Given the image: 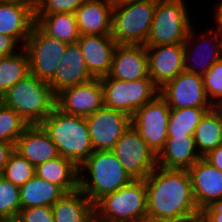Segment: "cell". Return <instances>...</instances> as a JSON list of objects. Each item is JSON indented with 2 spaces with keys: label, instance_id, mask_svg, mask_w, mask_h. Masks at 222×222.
I'll return each mask as SVG.
<instances>
[{
  "label": "cell",
  "instance_id": "obj_1",
  "mask_svg": "<svg viewBox=\"0 0 222 222\" xmlns=\"http://www.w3.org/2000/svg\"><path fill=\"white\" fill-rule=\"evenodd\" d=\"M144 181L147 215L179 222L200 212L188 169L157 166Z\"/></svg>",
  "mask_w": 222,
  "mask_h": 222
},
{
  "label": "cell",
  "instance_id": "obj_2",
  "mask_svg": "<svg viewBox=\"0 0 222 222\" xmlns=\"http://www.w3.org/2000/svg\"><path fill=\"white\" fill-rule=\"evenodd\" d=\"M40 125L56 145L59 156L77 167L94 152L85 117L65 114L55 107Z\"/></svg>",
  "mask_w": 222,
  "mask_h": 222
},
{
  "label": "cell",
  "instance_id": "obj_3",
  "mask_svg": "<svg viewBox=\"0 0 222 222\" xmlns=\"http://www.w3.org/2000/svg\"><path fill=\"white\" fill-rule=\"evenodd\" d=\"M78 172L79 189L93 204L133 181L112 150L94 151Z\"/></svg>",
  "mask_w": 222,
  "mask_h": 222
},
{
  "label": "cell",
  "instance_id": "obj_4",
  "mask_svg": "<svg viewBox=\"0 0 222 222\" xmlns=\"http://www.w3.org/2000/svg\"><path fill=\"white\" fill-rule=\"evenodd\" d=\"M2 103L29 125L40 124L56 107V95L48 82L29 74L5 92Z\"/></svg>",
  "mask_w": 222,
  "mask_h": 222
},
{
  "label": "cell",
  "instance_id": "obj_5",
  "mask_svg": "<svg viewBox=\"0 0 222 222\" xmlns=\"http://www.w3.org/2000/svg\"><path fill=\"white\" fill-rule=\"evenodd\" d=\"M158 0H137L112 10L111 36L120 45H145Z\"/></svg>",
  "mask_w": 222,
  "mask_h": 222
},
{
  "label": "cell",
  "instance_id": "obj_6",
  "mask_svg": "<svg viewBox=\"0 0 222 222\" xmlns=\"http://www.w3.org/2000/svg\"><path fill=\"white\" fill-rule=\"evenodd\" d=\"M94 213L95 222H133L147 215L144 179L104 195L94 204Z\"/></svg>",
  "mask_w": 222,
  "mask_h": 222
},
{
  "label": "cell",
  "instance_id": "obj_7",
  "mask_svg": "<svg viewBox=\"0 0 222 222\" xmlns=\"http://www.w3.org/2000/svg\"><path fill=\"white\" fill-rule=\"evenodd\" d=\"M185 0H158L145 47L183 44L192 25Z\"/></svg>",
  "mask_w": 222,
  "mask_h": 222
},
{
  "label": "cell",
  "instance_id": "obj_8",
  "mask_svg": "<svg viewBox=\"0 0 222 222\" xmlns=\"http://www.w3.org/2000/svg\"><path fill=\"white\" fill-rule=\"evenodd\" d=\"M100 81L103 88V106L124 112L130 117L137 109L153 100L160 91L150 77L121 81L106 76Z\"/></svg>",
  "mask_w": 222,
  "mask_h": 222
},
{
  "label": "cell",
  "instance_id": "obj_9",
  "mask_svg": "<svg viewBox=\"0 0 222 222\" xmlns=\"http://www.w3.org/2000/svg\"><path fill=\"white\" fill-rule=\"evenodd\" d=\"M67 45L48 36L34 24L23 46L29 57L30 74L49 82L55 75Z\"/></svg>",
  "mask_w": 222,
  "mask_h": 222
},
{
  "label": "cell",
  "instance_id": "obj_10",
  "mask_svg": "<svg viewBox=\"0 0 222 222\" xmlns=\"http://www.w3.org/2000/svg\"><path fill=\"white\" fill-rule=\"evenodd\" d=\"M170 107L158 94L131 116V126L157 155L168 138Z\"/></svg>",
  "mask_w": 222,
  "mask_h": 222
},
{
  "label": "cell",
  "instance_id": "obj_11",
  "mask_svg": "<svg viewBox=\"0 0 222 222\" xmlns=\"http://www.w3.org/2000/svg\"><path fill=\"white\" fill-rule=\"evenodd\" d=\"M112 151L133 180L145 179L157 167V155L132 126Z\"/></svg>",
  "mask_w": 222,
  "mask_h": 222
},
{
  "label": "cell",
  "instance_id": "obj_12",
  "mask_svg": "<svg viewBox=\"0 0 222 222\" xmlns=\"http://www.w3.org/2000/svg\"><path fill=\"white\" fill-rule=\"evenodd\" d=\"M210 27L199 35L195 33L194 26L189 30L183 43L184 71L204 76L215 62L222 59V38Z\"/></svg>",
  "mask_w": 222,
  "mask_h": 222
},
{
  "label": "cell",
  "instance_id": "obj_13",
  "mask_svg": "<svg viewBox=\"0 0 222 222\" xmlns=\"http://www.w3.org/2000/svg\"><path fill=\"white\" fill-rule=\"evenodd\" d=\"M170 109L211 108L206 96L203 76L182 71L174 79L166 82L159 91Z\"/></svg>",
  "mask_w": 222,
  "mask_h": 222
},
{
  "label": "cell",
  "instance_id": "obj_14",
  "mask_svg": "<svg viewBox=\"0 0 222 222\" xmlns=\"http://www.w3.org/2000/svg\"><path fill=\"white\" fill-rule=\"evenodd\" d=\"M85 119L94 151L113 150L116 142L131 126L129 115L104 106Z\"/></svg>",
  "mask_w": 222,
  "mask_h": 222
},
{
  "label": "cell",
  "instance_id": "obj_15",
  "mask_svg": "<svg viewBox=\"0 0 222 222\" xmlns=\"http://www.w3.org/2000/svg\"><path fill=\"white\" fill-rule=\"evenodd\" d=\"M56 107L63 113L87 117L103 107V88L99 78L63 89L56 95Z\"/></svg>",
  "mask_w": 222,
  "mask_h": 222
},
{
  "label": "cell",
  "instance_id": "obj_16",
  "mask_svg": "<svg viewBox=\"0 0 222 222\" xmlns=\"http://www.w3.org/2000/svg\"><path fill=\"white\" fill-rule=\"evenodd\" d=\"M34 24V0L0 2V34L12 37L23 47Z\"/></svg>",
  "mask_w": 222,
  "mask_h": 222
},
{
  "label": "cell",
  "instance_id": "obj_17",
  "mask_svg": "<svg viewBox=\"0 0 222 222\" xmlns=\"http://www.w3.org/2000/svg\"><path fill=\"white\" fill-rule=\"evenodd\" d=\"M146 52L148 56V74L159 88L184 71L183 44L146 47Z\"/></svg>",
  "mask_w": 222,
  "mask_h": 222
},
{
  "label": "cell",
  "instance_id": "obj_18",
  "mask_svg": "<svg viewBox=\"0 0 222 222\" xmlns=\"http://www.w3.org/2000/svg\"><path fill=\"white\" fill-rule=\"evenodd\" d=\"M81 48L87 69L93 78L108 76L116 41L111 35H80L77 40Z\"/></svg>",
  "mask_w": 222,
  "mask_h": 222
},
{
  "label": "cell",
  "instance_id": "obj_19",
  "mask_svg": "<svg viewBox=\"0 0 222 222\" xmlns=\"http://www.w3.org/2000/svg\"><path fill=\"white\" fill-rule=\"evenodd\" d=\"M188 172L192 191L199 210L222 198V171L208 163L203 157L195 162Z\"/></svg>",
  "mask_w": 222,
  "mask_h": 222
},
{
  "label": "cell",
  "instance_id": "obj_20",
  "mask_svg": "<svg viewBox=\"0 0 222 222\" xmlns=\"http://www.w3.org/2000/svg\"><path fill=\"white\" fill-rule=\"evenodd\" d=\"M108 76L121 81H135L150 77L146 47L144 45L118 44Z\"/></svg>",
  "mask_w": 222,
  "mask_h": 222
},
{
  "label": "cell",
  "instance_id": "obj_21",
  "mask_svg": "<svg viewBox=\"0 0 222 222\" xmlns=\"http://www.w3.org/2000/svg\"><path fill=\"white\" fill-rule=\"evenodd\" d=\"M93 79L87 69L78 43L68 44L54 77L48 82L57 95L63 89L85 83Z\"/></svg>",
  "mask_w": 222,
  "mask_h": 222
},
{
  "label": "cell",
  "instance_id": "obj_22",
  "mask_svg": "<svg viewBox=\"0 0 222 222\" xmlns=\"http://www.w3.org/2000/svg\"><path fill=\"white\" fill-rule=\"evenodd\" d=\"M15 150L35 167L59 157L56 145L40 124L29 125L24 130Z\"/></svg>",
  "mask_w": 222,
  "mask_h": 222
},
{
  "label": "cell",
  "instance_id": "obj_23",
  "mask_svg": "<svg viewBox=\"0 0 222 222\" xmlns=\"http://www.w3.org/2000/svg\"><path fill=\"white\" fill-rule=\"evenodd\" d=\"M113 7L107 0H84L75 11L80 35H111Z\"/></svg>",
  "mask_w": 222,
  "mask_h": 222
},
{
  "label": "cell",
  "instance_id": "obj_24",
  "mask_svg": "<svg viewBox=\"0 0 222 222\" xmlns=\"http://www.w3.org/2000/svg\"><path fill=\"white\" fill-rule=\"evenodd\" d=\"M201 158L196 149L194 136L168 137L164 147L157 154V166L189 169Z\"/></svg>",
  "mask_w": 222,
  "mask_h": 222
},
{
  "label": "cell",
  "instance_id": "obj_25",
  "mask_svg": "<svg viewBox=\"0 0 222 222\" xmlns=\"http://www.w3.org/2000/svg\"><path fill=\"white\" fill-rule=\"evenodd\" d=\"M54 222H95L94 204L78 188L51 206Z\"/></svg>",
  "mask_w": 222,
  "mask_h": 222
},
{
  "label": "cell",
  "instance_id": "obj_26",
  "mask_svg": "<svg viewBox=\"0 0 222 222\" xmlns=\"http://www.w3.org/2000/svg\"><path fill=\"white\" fill-rule=\"evenodd\" d=\"M35 175L58 185L66 193L79 188L78 167L71 160L62 156L36 166Z\"/></svg>",
  "mask_w": 222,
  "mask_h": 222
},
{
  "label": "cell",
  "instance_id": "obj_27",
  "mask_svg": "<svg viewBox=\"0 0 222 222\" xmlns=\"http://www.w3.org/2000/svg\"><path fill=\"white\" fill-rule=\"evenodd\" d=\"M21 208L51 207L66 192L58 185L34 175L19 187Z\"/></svg>",
  "mask_w": 222,
  "mask_h": 222
},
{
  "label": "cell",
  "instance_id": "obj_28",
  "mask_svg": "<svg viewBox=\"0 0 222 222\" xmlns=\"http://www.w3.org/2000/svg\"><path fill=\"white\" fill-rule=\"evenodd\" d=\"M35 24L48 36L68 44L77 43L80 36L74 13L35 16Z\"/></svg>",
  "mask_w": 222,
  "mask_h": 222
},
{
  "label": "cell",
  "instance_id": "obj_29",
  "mask_svg": "<svg viewBox=\"0 0 222 222\" xmlns=\"http://www.w3.org/2000/svg\"><path fill=\"white\" fill-rule=\"evenodd\" d=\"M29 74V57L23 47L13 55L0 58V96Z\"/></svg>",
  "mask_w": 222,
  "mask_h": 222
},
{
  "label": "cell",
  "instance_id": "obj_30",
  "mask_svg": "<svg viewBox=\"0 0 222 222\" xmlns=\"http://www.w3.org/2000/svg\"><path fill=\"white\" fill-rule=\"evenodd\" d=\"M194 139L201 157L222 145V122L212 111H208L199 122Z\"/></svg>",
  "mask_w": 222,
  "mask_h": 222
},
{
  "label": "cell",
  "instance_id": "obj_31",
  "mask_svg": "<svg viewBox=\"0 0 222 222\" xmlns=\"http://www.w3.org/2000/svg\"><path fill=\"white\" fill-rule=\"evenodd\" d=\"M208 111L210 108L170 109L168 137L194 136L196 127Z\"/></svg>",
  "mask_w": 222,
  "mask_h": 222
},
{
  "label": "cell",
  "instance_id": "obj_32",
  "mask_svg": "<svg viewBox=\"0 0 222 222\" xmlns=\"http://www.w3.org/2000/svg\"><path fill=\"white\" fill-rule=\"evenodd\" d=\"M29 124L14 110L0 105V141L16 144Z\"/></svg>",
  "mask_w": 222,
  "mask_h": 222
},
{
  "label": "cell",
  "instance_id": "obj_33",
  "mask_svg": "<svg viewBox=\"0 0 222 222\" xmlns=\"http://www.w3.org/2000/svg\"><path fill=\"white\" fill-rule=\"evenodd\" d=\"M1 175L14 185L21 187L35 175V166L14 150Z\"/></svg>",
  "mask_w": 222,
  "mask_h": 222
},
{
  "label": "cell",
  "instance_id": "obj_34",
  "mask_svg": "<svg viewBox=\"0 0 222 222\" xmlns=\"http://www.w3.org/2000/svg\"><path fill=\"white\" fill-rule=\"evenodd\" d=\"M20 209L19 187L0 175V219L18 217Z\"/></svg>",
  "mask_w": 222,
  "mask_h": 222
},
{
  "label": "cell",
  "instance_id": "obj_35",
  "mask_svg": "<svg viewBox=\"0 0 222 222\" xmlns=\"http://www.w3.org/2000/svg\"><path fill=\"white\" fill-rule=\"evenodd\" d=\"M84 0H34L35 16L75 13Z\"/></svg>",
  "mask_w": 222,
  "mask_h": 222
},
{
  "label": "cell",
  "instance_id": "obj_36",
  "mask_svg": "<svg viewBox=\"0 0 222 222\" xmlns=\"http://www.w3.org/2000/svg\"><path fill=\"white\" fill-rule=\"evenodd\" d=\"M203 84L210 102L222 96V59L215 62L206 72Z\"/></svg>",
  "mask_w": 222,
  "mask_h": 222
},
{
  "label": "cell",
  "instance_id": "obj_37",
  "mask_svg": "<svg viewBox=\"0 0 222 222\" xmlns=\"http://www.w3.org/2000/svg\"><path fill=\"white\" fill-rule=\"evenodd\" d=\"M17 218L19 222H54L53 212L49 206L21 208Z\"/></svg>",
  "mask_w": 222,
  "mask_h": 222
},
{
  "label": "cell",
  "instance_id": "obj_38",
  "mask_svg": "<svg viewBox=\"0 0 222 222\" xmlns=\"http://www.w3.org/2000/svg\"><path fill=\"white\" fill-rule=\"evenodd\" d=\"M17 48L22 47L12 37L0 34V58L15 54L19 51Z\"/></svg>",
  "mask_w": 222,
  "mask_h": 222
},
{
  "label": "cell",
  "instance_id": "obj_39",
  "mask_svg": "<svg viewBox=\"0 0 222 222\" xmlns=\"http://www.w3.org/2000/svg\"><path fill=\"white\" fill-rule=\"evenodd\" d=\"M208 222H222V198L201 210Z\"/></svg>",
  "mask_w": 222,
  "mask_h": 222
},
{
  "label": "cell",
  "instance_id": "obj_40",
  "mask_svg": "<svg viewBox=\"0 0 222 222\" xmlns=\"http://www.w3.org/2000/svg\"><path fill=\"white\" fill-rule=\"evenodd\" d=\"M14 150L15 144L0 141V175L2 174L10 155Z\"/></svg>",
  "mask_w": 222,
  "mask_h": 222
},
{
  "label": "cell",
  "instance_id": "obj_41",
  "mask_svg": "<svg viewBox=\"0 0 222 222\" xmlns=\"http://www.w3.org/2000/svg\"><path fill=\"white\" fill-rule=\"evenodd\" d=\"M208 163L222 171V145L208 152L203 157Z\"/></svg>",
  "mask_w": 222,
  "mask_h": 222
},
{
  "label": "cell",
  "instance_id": "obj_42",
  "mask_svg": "<svg viewBox=\"0 0 222 222\" xmlns=\"http://www.w3.org/2000/svg\"><path fill=\"white\" fill-rule=\"evenodd\" d=\"M215 9V28H212L222 38V0H218Z\"/></svg>",
  "mask_w": 222,
  "mask_h": 222
},
{
  "label": "cell",
  "instance_id": "obj_43",
  "mask_svg": "<svg viewBox=\"0 0 222 222\" xmlns=\"http://www.w3.org/2000/svg\"><path fill=\"white\" fill-rule=\"evenodd\" d=\"M210 111H212L222 122V96L211 102Z\"/></svg>",
  "mask_w": 222,
  "mask_h": 222
},
{
  "label": "cell",
  "instance_id": "obj_44",
  "mask_svg": "<svg viewBox=\"0 0 222 222\" xmlns=\"http://www.w3.org/2000/svg\"><path fill=\"white\" fill-rule=\"evenodd\" d=\"M179 222H208V221H207L206 217L200 211L199 213H197L193 216L184 218V219L180 220Z\"/></svg>",
  "mask_w": 222,
  "mask_h": 222
},
{
  "label": "cell",
  "instance_id": "obj_45",
  "mask_svg": "<svg viewBox=\"0 0 222 222\" xmlns=\"http://www.w3.org/2000/svg\"><path fill=\"white\" fill-rule=\"evenodd\" d=\"M133 222H171V221L163 220V219H158L156 217L145 215V216H142V217H138Z\"/></svg>",
  "mask_w": 222,
  "mask_h": 222
},
{
  "label": "cell",
  "instance_id": "obj_46",
  "mask_svg": "<svg viewBox=\"0 0 222 222\" xmlns=\"http://www.w3.org/2000/svg\"><path fill=\"white\" fill-rule=\"evenodd\" d=\"M107 1L114 8L116 6H120V5L127 4V3H132V2L137 1V0H107Z\"/></svg>",
  "mask_w": 222,
  "mask_h": 222
},
{
  "label": "cell",
  "instance_id": "obj_47",
  "mask_svg": "<svg viewBox=\"0 0 222 222\" xmlns=\"http://www.w3.org/2000/svg\"><path fill=\"white\" fill-rule=\"evenodd\" d=\"M0 222H19L18 218H1Z\"/></svg>",
  "mask_w": 222,
  "mask_h": 222
},
{
  "label": "cell",
  "instance_id": "obj_48",
  "mask_svg": "<svg viewBox=\"0 0 222 222\" xmlns=\"http://www.w3.org/2000/svg\"><path fill=\"white\" fill-rule=\"evenodd\" d=\"M7 1H11V0H0V2H7Z\"/></svg>",
  "mask_w": 222,
  "mask_h": 222
},
{
  "label": "cell",
  "instance_id": "obj_49",
  "mask_svg": "<svg viewBox=\"0 0 222 222\" xmlns=\"http://www.w3.org/2000/svg\"><path fill=\"white\" fill-rule=\"evenodd\" d=\"M1 103H2V96H0V105H1Z\"/></svg>",
  "mask_w": 222,
  "mask_h": 222
}]
</instances>
